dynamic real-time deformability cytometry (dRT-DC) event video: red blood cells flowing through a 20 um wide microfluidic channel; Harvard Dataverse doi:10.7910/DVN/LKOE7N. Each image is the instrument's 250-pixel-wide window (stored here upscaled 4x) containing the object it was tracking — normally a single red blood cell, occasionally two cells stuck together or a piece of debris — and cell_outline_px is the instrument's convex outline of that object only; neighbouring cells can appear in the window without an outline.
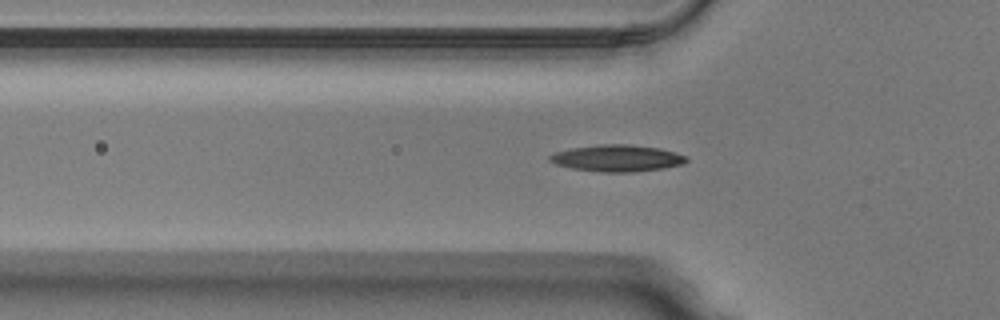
{"species": "Egyptian fruit bat (a non-hibernating species)", "species_latin": "Rousettus aegyptiacus", "temperature_condition": "warm", "stored_images_in_passage": 47, "camera_frame_rate_fps": 3000, "um_per_image_px": 0.085, "animal": {"sex": "male"}, "frame": {"image": 1, "passage_image": 17, "time_ms": 5.333, "image_size_px": [1000, 320], "cell_outline_px": [[688, 160], [684, 164], [664, 168], [632, 172], [604, 172], [572, 168], [556, 164], [548, 160], [548, 156], [556, 152], [572, 148], [600, 144], [628, 144], [660, 148], [688, 156]], "centroid_in_image_um": [52.49, 13.44], "position_along_channel_um": 73.3, "area_um2": 21.21}}
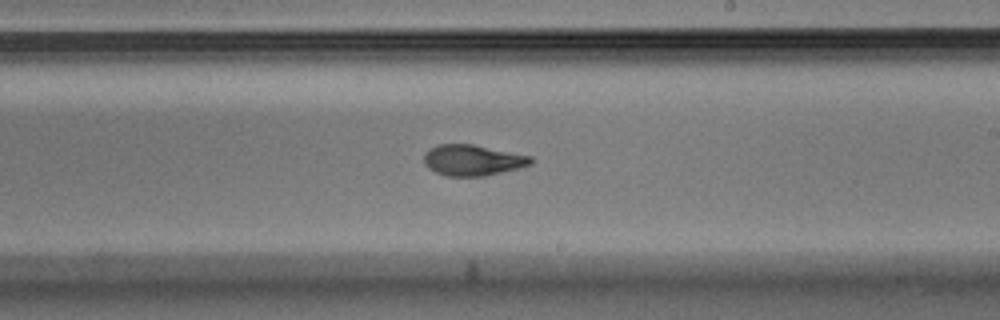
{"frame": {"image": 2, "passage_image": 30, "time_ms": 9.667, "image_size_px": [1000, 320], "cell_outline_px": [[532, 164], [520, 168], [484, 176], [444, 176], [428, 168], [424, 164], [424, 152], [428, 148], [436, 144], [472, 144], [532, 156]], "centroid_in_image_um": [40.14, 13.61], "position_along_channel_um": 248.9, "area_um2": 19.42}}
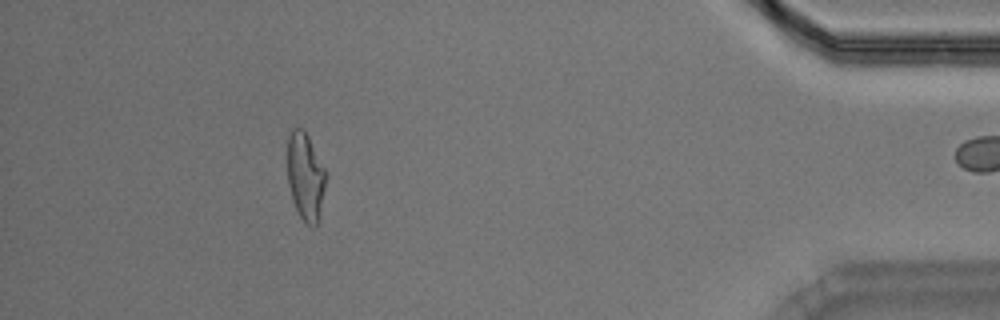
{"frame": {"image": 3, "passage_image": 46, "time_ms": 15.0, "image_size_px": [1000, 320], "cell_outline_px": [[328, 176], [316, 228], [312, 228], [304, 224], [292, 200], [288, 184], [288, 136], [292, 128], [300, 128], [308, 136], [328, 172]], "centroid_in_image_um": [25.99, 15.04], "position_along_channel_um": 409.2, "area_um2": 20.0}}